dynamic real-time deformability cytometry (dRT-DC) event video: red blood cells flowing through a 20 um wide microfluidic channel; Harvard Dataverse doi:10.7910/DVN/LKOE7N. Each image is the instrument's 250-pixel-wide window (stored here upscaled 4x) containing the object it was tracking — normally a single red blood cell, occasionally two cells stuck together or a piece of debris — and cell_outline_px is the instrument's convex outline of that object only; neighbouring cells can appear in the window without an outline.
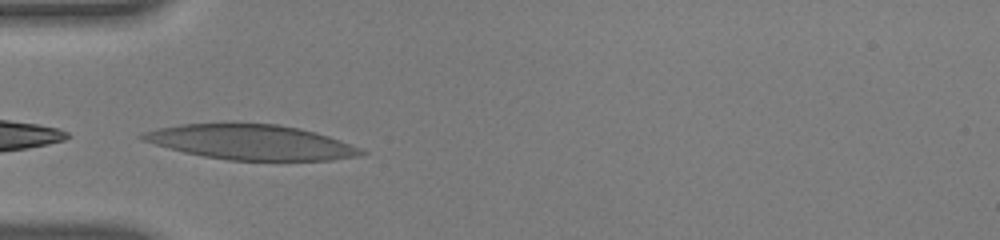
{"species": "human", "species_latin": "Homo sapiens", "temperature_condition": "warm", "stored_images_in_passage": 30, "camera_frame_rate_fps": 3000, "um_per_image_px": 0.085, "donor": {"sex": "male"}, "frame": {"image": 1, "passage_image": 1, "time_ms": 0.0, "image_size_px": [1000, 240], "cell_outline_px": [[368, 152], [360, 156], [332, 160], [228, 160], [204, 156], [184, 152], [140, 140], [136, 136], [140, 132], [156, 128], [180, 124], [276, 124], [300, 128], [316, 132], [340, 140], [360, 148]], "centroid_in_image_um": [21.31, 12.09], "position_along_channel_um": 63.7, "area_um2": 44.45}}
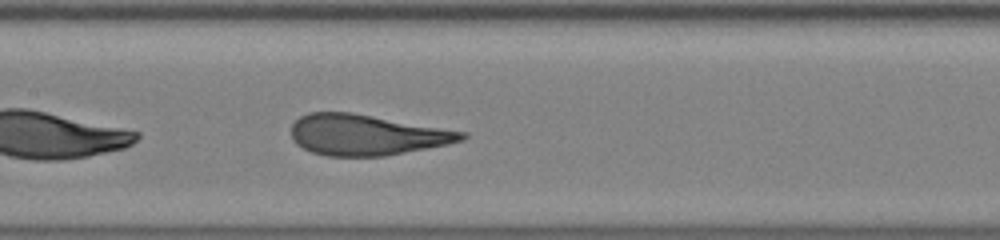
{"frame": {"image": 2, "passage_image": 10, "time_ms": 3.0, "image_size_px": [1000, 240], "cell_outline_px": [[468, 136], [464, 140], [448, 144], [384, 156], [328, 156], [312, 152], [296, 144], [292, 140], [292, 124], [300, 116], [308, 112], [352, 112], [468, 132]], "centroid_in_image_um": [31.16, 11.46], "position_along_channel_um": 176.2, "area_um2": 40.52}}
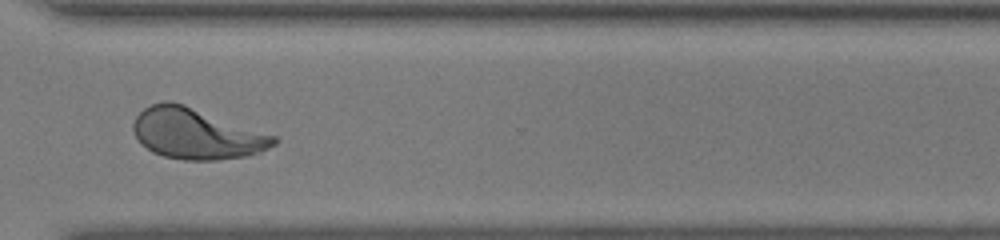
{"frame": {"image": 3, "passage_image": 24, "time_ms": 7.667, "image_size_px": [1000, 240], "cell_outline_px": [[280, 140], [276, 144], [260, 152], [244, 156], [216, 160], [184, 160], [164, 156], [152, 152], [140, 144], [132, 128], [132, 124], [136, 116], [144, 108], [152, 104], [164, 100], [168, 100], [184, 104], [276, 136]], "centroid_in_image_um": [16.67, 11.36], "position_along_channel_um": 353.9, "area_um2": 41.5}}